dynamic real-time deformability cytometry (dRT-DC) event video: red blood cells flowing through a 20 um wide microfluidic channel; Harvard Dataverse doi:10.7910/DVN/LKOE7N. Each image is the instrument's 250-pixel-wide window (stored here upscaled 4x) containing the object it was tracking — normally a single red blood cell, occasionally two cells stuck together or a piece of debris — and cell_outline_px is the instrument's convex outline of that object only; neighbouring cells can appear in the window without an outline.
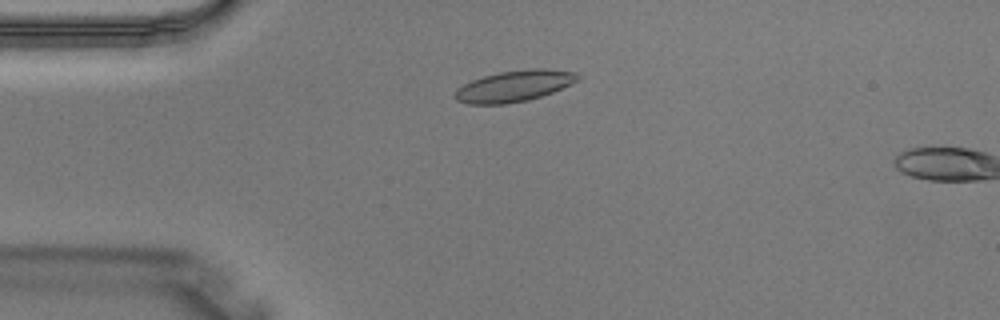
{"species": "Egyptian fruit bat (a non-hibernating species)", "species_latin": "Rousettus aegyptiacus", "temperature_condition": "warm", "stored_images_in_passage": 3, "camera_frame_rate_fps": 3000, "um_per_image_px": 0.085, "animal": {"sex": "male"}, "frame": {"image": 1, "passage_image": 2, "time_ms": 0.333, "image_size_px": [1000, 320], "cell_outline_px": [[580, 80], [552, 92], [528, 100], [504, 104], [468, 104], [456, 100], [452, 96], [456, 88], [472, 80], [484, 76], [500, 72], [536, 68], [540, 68], [576, 72], [580, 76]], "centroid_in_image_um": [43.68, 7.32], "position_along_channel_um": 41.3, "area_um2": 22.25}}